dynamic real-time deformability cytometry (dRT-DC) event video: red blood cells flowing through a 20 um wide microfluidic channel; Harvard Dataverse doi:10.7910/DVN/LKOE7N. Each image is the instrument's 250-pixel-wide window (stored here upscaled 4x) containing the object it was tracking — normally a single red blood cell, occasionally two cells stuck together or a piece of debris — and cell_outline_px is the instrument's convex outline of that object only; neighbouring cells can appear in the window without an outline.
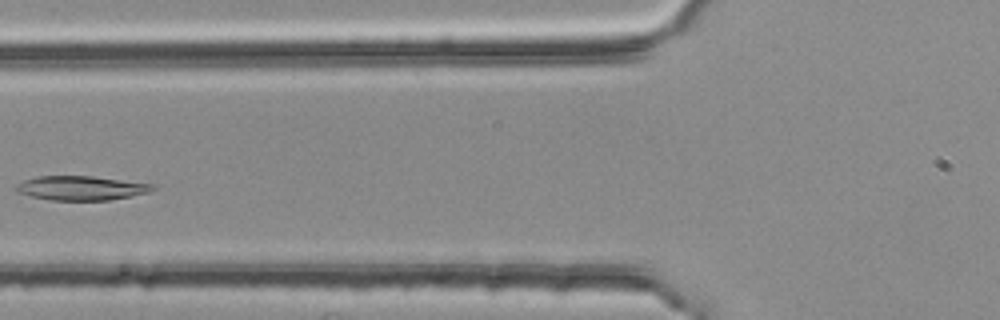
{"species": "common noctule bat (a hibernating species)", "species_latin": "Nyctalus noctula", "temperature_condition": "room temperature", "stored_images_in_passage": 3, "camera_frame_rate_fps": 3000, "um_per_image_px": 0.085, "animal": {"sex": "female", "body_mass_g": 25.1}, "frame": {"image": 1, "passage_image": 3, "time_ms": 0.667, "image_size_px": [1000, 320], "cell_outline_px": [[156, 188], [152, 192], [108, 200], [52, 200], [32, 196], [16, 192], [16, 184], [24, 180], [36, 176], [92, 176], [152, 184]], "centroid_in_image_um": [6.89, 15.98], "position_along_channel_um": 118.9, "area_um2": 19.19}}